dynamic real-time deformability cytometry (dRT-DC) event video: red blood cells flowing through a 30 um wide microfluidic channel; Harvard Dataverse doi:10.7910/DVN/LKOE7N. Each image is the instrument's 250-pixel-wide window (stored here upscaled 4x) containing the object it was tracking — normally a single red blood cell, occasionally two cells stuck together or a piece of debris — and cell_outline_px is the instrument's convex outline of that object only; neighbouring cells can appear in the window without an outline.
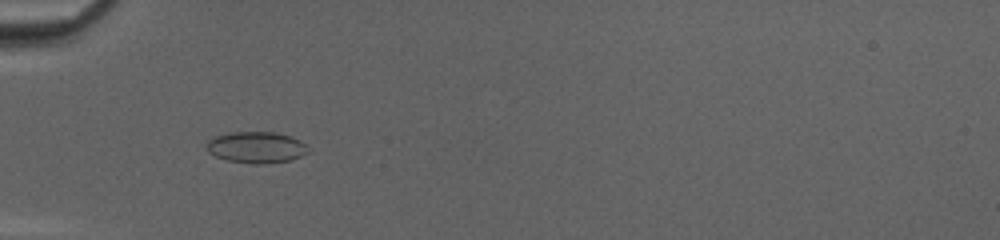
{"species": "common noctule bat (a hibernating species)", "species_latin": "Nyctalus noctula", "temperature_condition": "cold", "stored_images_in_passage": 52, "camera_frame_rate_fps": 3000, "um_per_image_px": 0.085, "animal": {"sex": "female", "body_mass_g": 20.0, "forearm_length_mm": 54.0}, "frame": {"image": 1, "passage_image": 19, "time_ms": 6.0, "image_size_px": [1000, 240], "cell_outline_px": [[308, 152], [292, 160], [264, 164], [256, 164], [228, 160], [216, 156], [208, 152], [204, 148], [204, 144], [212, 136], [232, 132], [276, 132], [300, 140], [308, 148]], "centroid_in_image_um": [21.73, 12.52], "position_along_channel_um": 63.3, "area_um2": 18.67}}
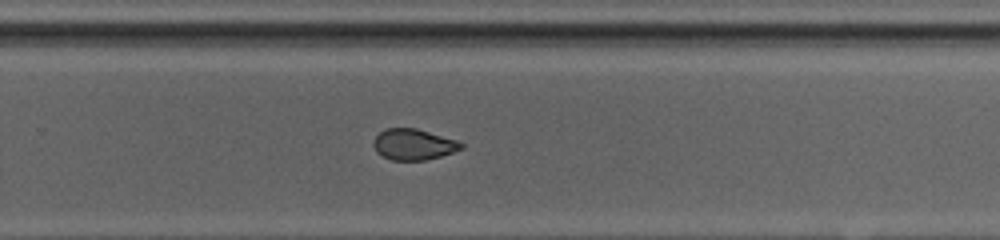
{"frame": {"image": 2, "passage_image": 36, "time_ms": 11.667, "image_size_px": [1000, 240], "cell_outline_px": [[464, 148], [440, 156], [424, 160], [392, 160], [380, 156], [376, 152], [372, 144], [372, 140], [384, 128], [416, 128], [456, 140], [464, 144]], "centroid_in_image_um": [35.1, 12.28], "position_along_channel_um": 294.7, "area_um2": 15.9}}
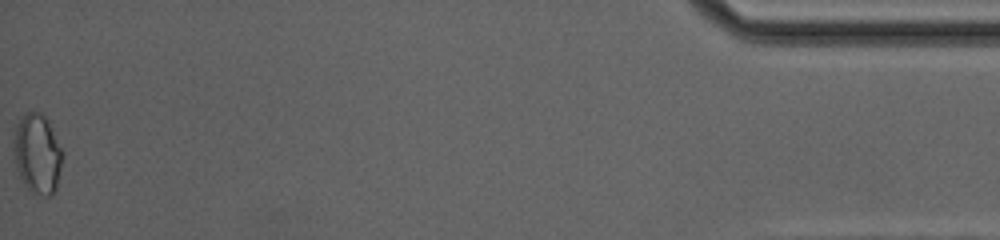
{"frame": {"image": 3, "passage_image": 52, "time_ms": 17.0, "image_size_px": [1000, 240], "cell_outline_px": [[64, 152], [56, 188], [52, 196], [44, 196], [32, 192], [24, 184], [16, 172], [12, 140], [12, 136], [16, 124], [20, 116], [24, 112], [40, 112], [48, 120]], "centroid_in_image_um": [3.15, 13.05], "position_along_channel_um": 432.1, "area_um2": 23.29}, "authors_computed_cell_mechanics": {"area_um2": 17.5712, "velocity_mm_per_s": 4.1863, "shape_relaxation_time_tau1_ms": 8.5604, "shape_relaxation_time_tau2_ms": 1.9403, "deformation_change_tau1": 0.1391, "deformation_change_tau2": 0.0676}}